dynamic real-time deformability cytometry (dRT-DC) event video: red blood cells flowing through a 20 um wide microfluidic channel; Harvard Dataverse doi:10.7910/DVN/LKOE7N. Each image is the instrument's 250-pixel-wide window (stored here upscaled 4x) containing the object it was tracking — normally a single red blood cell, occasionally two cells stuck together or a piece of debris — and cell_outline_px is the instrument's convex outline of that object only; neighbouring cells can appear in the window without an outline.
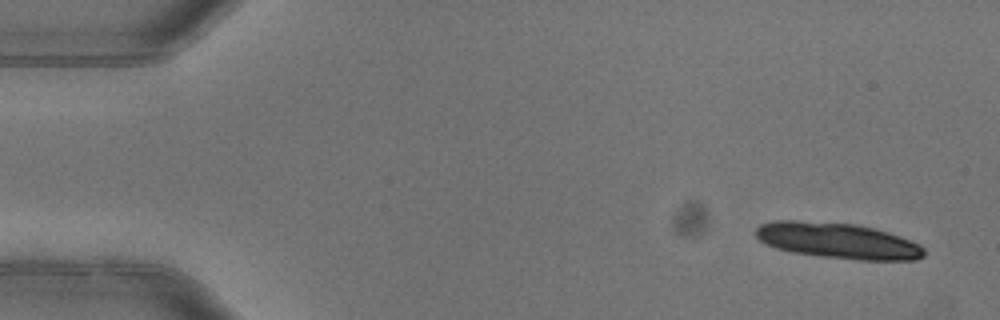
{"species": "common noctule bat (a hibernating species)", "species_latin": "Nyctalus noctula", "temperature_condition": "warm", "stored_images_in_passage": 4, "camera_frame_rate_fps": 3000, "um_per_image_px": 0.085, "animal": {"sex": "female"}, "frame": {"image": 1, "passage_image": 1, "time_ms": 0.0, "image_size_px": [1000, 320], "cell_outline_px": [[924, 256], [916, 260], [856, 260], [820, 256], [792, 252], [776, 248], [764, 244], [756, 236], [756, 228], [760, 224], [772, 220], [796, 220], [856, 224], [888, 232], [900, 236], [920, 244], [924, 248]], "centroid_in_image_um": [71.2, 20.46], "position_along_channel_um": 13.8, "area_um2": 35.26}}